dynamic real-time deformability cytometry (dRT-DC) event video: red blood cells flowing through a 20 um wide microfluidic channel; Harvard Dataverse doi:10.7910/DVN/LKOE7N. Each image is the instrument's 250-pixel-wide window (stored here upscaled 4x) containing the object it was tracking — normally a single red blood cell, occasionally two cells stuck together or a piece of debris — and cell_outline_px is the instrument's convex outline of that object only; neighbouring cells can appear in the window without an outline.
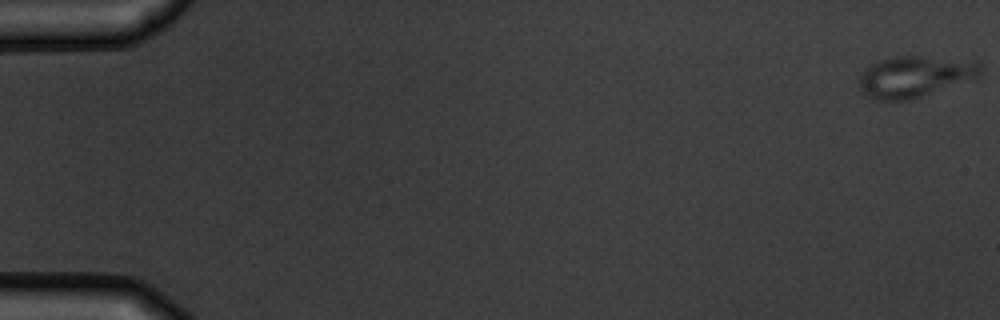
{"species": "common noctule bat (a hibernating species)", "species_latin": "Nyctalus noctula", "temperature_condition": "warm", "stored_images_in_passage": 6, "camera_frame_rate_fps": 3000, "um_per_image_px": 0.085, "animal": {"sex": "male", "body_mass_g": 19.5, "forearm_length_mm": 54.6}, "frame": {"image": 1, "passage_image": 1, "time_ms": 0.0, "image_size_px": [1000, 320], "cell_outline_px": [[984, 68], [980, 76], [976, 80], [912, 100], [876, 100], [860, 92], [856, 80], [872, 64], [880, 60], [896, 56], [920, 56], [980, 64]], "centroid_in_image_um": [77.75, 6.56], "position_along_channel_um": 7.2, "area_um2": 29.3}}